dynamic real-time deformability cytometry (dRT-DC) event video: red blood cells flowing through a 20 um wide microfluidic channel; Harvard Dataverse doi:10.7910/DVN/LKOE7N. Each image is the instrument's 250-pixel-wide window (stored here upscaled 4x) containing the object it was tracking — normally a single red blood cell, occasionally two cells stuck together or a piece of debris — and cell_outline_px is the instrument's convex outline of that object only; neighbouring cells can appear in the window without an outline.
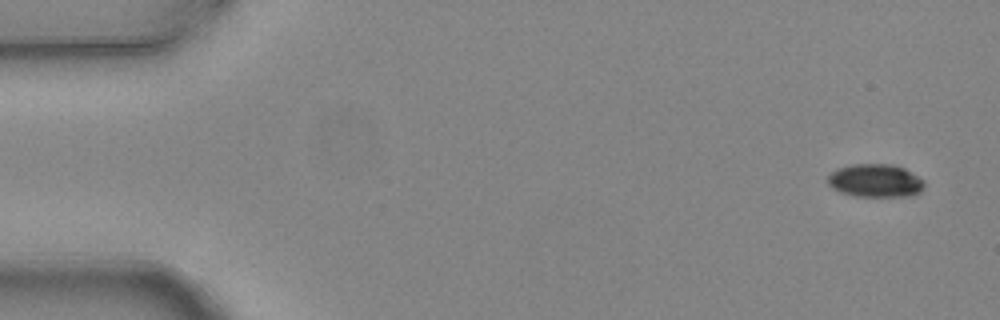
{"species": "common noctule bat (a hibernating species)", "species_latin": "Nyctalus noctula", "temperature_condition": "warm", "stored_images_in_passage": 5, "camera_frame_rate_fps": 3000, "um_per_image_px": 0.085, "animal": {"sex": "female", "body_mass_g": 24.6, "forearm_length_mm": 56.2}, "frame": {"image": 1, "passage_image": 1, "time_ms": 0.0, "image_size_px": [1000, 320], "cell_outline_px": [[924, 188], [920, 192], [912, 196], [856, 196], [840, 192], [832, 188], [828, 184], [828, 176], [836, 168], [852, 164], [892, 164], [904, 168], [924, 180]], "centroid_in_image_um": [74.41, 15.35], "position_along_channel_um": 10.6, "area_um2": 18.73}}
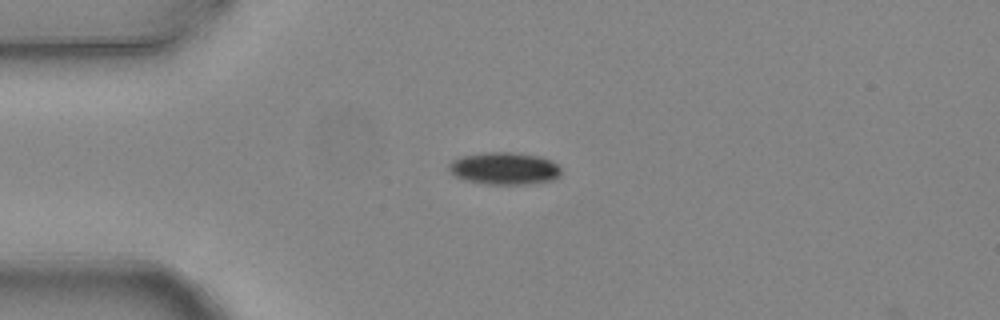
{"frame": {"image": 2, "passage_image": 4, "time_ms": 1.0, "image_size_px": [1000, 320], "cell_outline_px": [[560, 176], [552, 180], [524, 184], [488, 184], [468, 180], [456, 176], [448, 168], [448, 164], [452, 160], [460, 156], [484, 152], [512, 152], [540, 156], [552, 160], [560, 168]], "centroid_in_image_um": [42.88, 14.3], "position_along_channel_um": 42.1, "area_um2": 21.04}}